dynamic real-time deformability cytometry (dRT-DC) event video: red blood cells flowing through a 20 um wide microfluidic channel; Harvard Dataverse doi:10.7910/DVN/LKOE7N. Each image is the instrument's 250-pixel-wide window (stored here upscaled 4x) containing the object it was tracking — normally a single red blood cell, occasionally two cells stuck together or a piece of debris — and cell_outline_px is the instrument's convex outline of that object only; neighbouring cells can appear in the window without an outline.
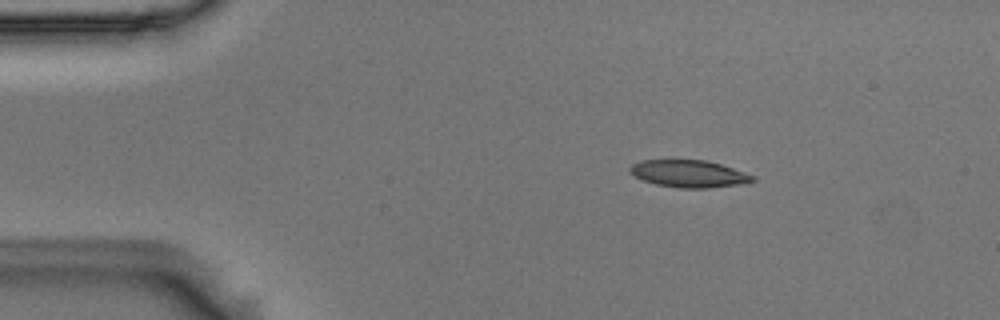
{"species": "Egyptian fruit bat (a non-hibernating species)", "species_latin": "Rousettus aegyptiacus", "temperature_condition": "room temperature", "stored_images_in_passage": 4, "camera_frame_rate_fps": 3000, "um_per_image_px": 0.085, "animal": {"sex": "male"}, "frame": {"image": 1, "passage_image": 2, "time_ms": 0.333, "image_size_px": [1000, 320], "cell_outline_px": [[756, 180], [740, 184], [708, 188], [680, 188], [656, 184], [644, 180], [628, 172], [628, 168], [632, 164], [640, 160], [704, 160], [720, 164], [756, 176]], "centroid_in_image_um": [58.54, 14.76], "position_along_channel_um": 26.5, "area_um2": 19.36}}